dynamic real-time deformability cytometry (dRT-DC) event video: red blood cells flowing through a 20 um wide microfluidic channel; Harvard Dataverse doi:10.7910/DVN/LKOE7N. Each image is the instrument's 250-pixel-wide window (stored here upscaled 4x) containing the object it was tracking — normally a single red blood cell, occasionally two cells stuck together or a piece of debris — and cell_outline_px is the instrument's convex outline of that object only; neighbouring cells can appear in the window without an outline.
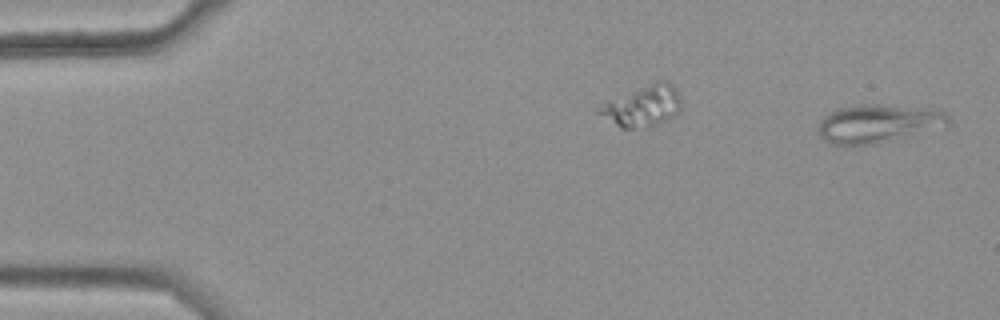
{"species": "common noctule bat (a hibernating species)", "species_latin": "Nyctalus noctula", "temperature_condition": "warm", "stored_images_in_passage": 43, "segment_of_instrument_passage": [1, 2], "camera_frame_rate_fps": 3000, "um_per_image_px": 0.085, "animal": {"sex": "female", "body_mass_g": 25.1}, "frame": {"image": 1, "passage_image": 1, "time_ms": 0.0, "image_size_px": [1000, 320], "cell_outline_px": [[952, 124], [876, 144], [832, 144], [820, 136], [820, 120], [828, 112], [840, 108], [876, 104], [924, 108], [948, 112], [952, 120]], "centroid_in_image_um": [74.7, 10.49], "position_along_channel_um": 10.3, "area_um2": 28.5}}